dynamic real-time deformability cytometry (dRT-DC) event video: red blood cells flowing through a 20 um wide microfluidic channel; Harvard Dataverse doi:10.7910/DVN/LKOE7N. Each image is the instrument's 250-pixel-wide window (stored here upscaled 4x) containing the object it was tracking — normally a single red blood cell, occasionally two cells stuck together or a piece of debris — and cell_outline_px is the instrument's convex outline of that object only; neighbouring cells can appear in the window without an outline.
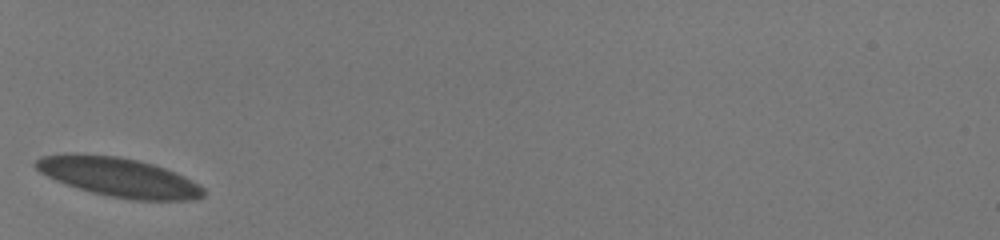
{"species": "human", "species_latin": "Homo sapiens", "temperature_condition": "room temperature", "stored_images_in_passage": 29, "camera_frame_rate_fps": 3000, "um_per_image_px": 0.085, "donor": {"sex": "male"}, "frame": {"image": 1, "passage_image": 1, "time_ms": 0.0, "image_size_px": [1000, 240], "cell_outline_px": [[204, 196], [192, 200], [132, 200], [108, 196], [92, 192], [56, 180], [40, 172], [32, 164], [36, 160], [44, 156], [116, 156], [136, 160], [152, 164], [164, 168], [184, 176], [204, 188]], "centroid_in_image_um": [10.18, 15.1], "position_along_channel_um": 74.8, "area_um2": 36.99}}
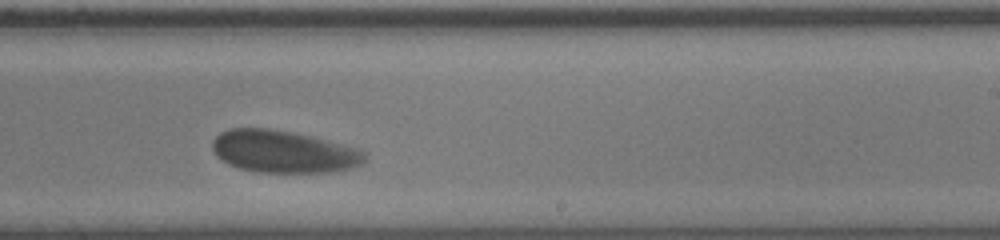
{"frame": {"image": 2, "passage_image": 17, "time_ms": 5.333, "image_size_px": [1000, 240], "cell_outline_px": [[364, 160], [360, 164], [352, 168], [328, 172], [260, 172], [240, 168], [228, 164], [212, 148], [212, 140], [220, 132], [228, 128], [268, 128], [308, 136], [352, 148], [360, 152], [364, 156]], "centroid_in_image_um": [24.0, 12.89], "position_along_channel_um": 265.0, "area_um2": 36.47}}
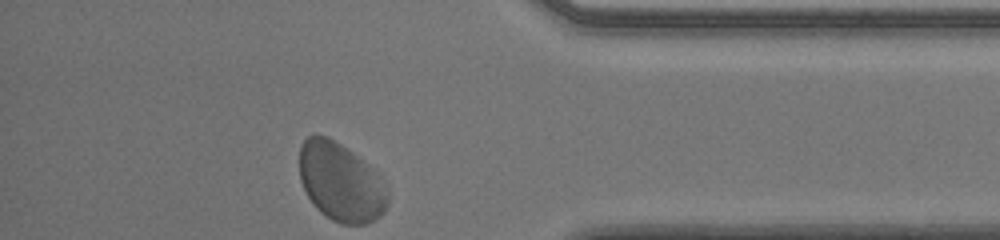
{"frame": {"image": 3, "passage_image": 29, "time_ms": 9.333, "image_size_px": [1000, 240], "cell_outline_px": [[388, 204], [384, 212], [380, 216], [368, 224], [344, 224], [332, 220], [320, 212], [316, 208], [308, 196], [300, 180], [300, 144], [308, 136], [316, 132], [328, 136], [352, 152], [368, 164], [380, 176], [388, 196]], "centroid_in_image_um": [28.95, 15.47], "position_along_channel_um": 406.2, "area_um2": 40.52}, "authors_computed_cell_mechanics": {"area_um2": 37.3388, "velocity_mm_per_s": 3.7901, "shape_relaxation_time_tau1_ms": 2.103, "shape_relaxation_time_tau2_ms": 0.4555, "deformation_change_tau1": 0.0694, "deformation_change_tau2": 0.0405}}